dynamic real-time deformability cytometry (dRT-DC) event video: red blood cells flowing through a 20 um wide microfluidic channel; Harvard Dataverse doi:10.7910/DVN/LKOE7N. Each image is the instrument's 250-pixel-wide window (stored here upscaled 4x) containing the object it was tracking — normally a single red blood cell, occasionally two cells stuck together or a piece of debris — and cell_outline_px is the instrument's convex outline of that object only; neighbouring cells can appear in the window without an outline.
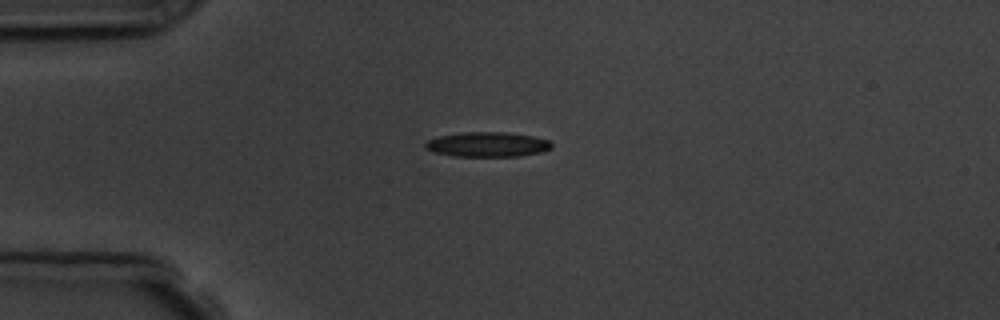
{"species": "common noctule bat (a hibernating species)", "species_latin": "Nyctalus noctula", "temperature_condition": "room temperature", "stored_images_in_passage": 1, "camera_frame_rate_fps": 3000, "um_per_image_px": 0.085, "animal": {"sex": "male", "body_mass_g": 19.5, "forearm_length_mm": 54.6}, "frame": {"image": 1, "passage_image": 1, "time_ms": 0.0, "image_size_px": [1000, 320], "cell_outline_px": [[552, 148], [540, 152], [520, 156], [452, 156], [432, 152], [424, 148], [424, 144], [428, 140], [440, 136], [464, 132], [508, 132], [532, 136], [548, 140], [552, 144]], "centroid_in_image_um": [41.41, 12.28], "position_along_channel_um": 43.6, "area_um2": 18.26}}